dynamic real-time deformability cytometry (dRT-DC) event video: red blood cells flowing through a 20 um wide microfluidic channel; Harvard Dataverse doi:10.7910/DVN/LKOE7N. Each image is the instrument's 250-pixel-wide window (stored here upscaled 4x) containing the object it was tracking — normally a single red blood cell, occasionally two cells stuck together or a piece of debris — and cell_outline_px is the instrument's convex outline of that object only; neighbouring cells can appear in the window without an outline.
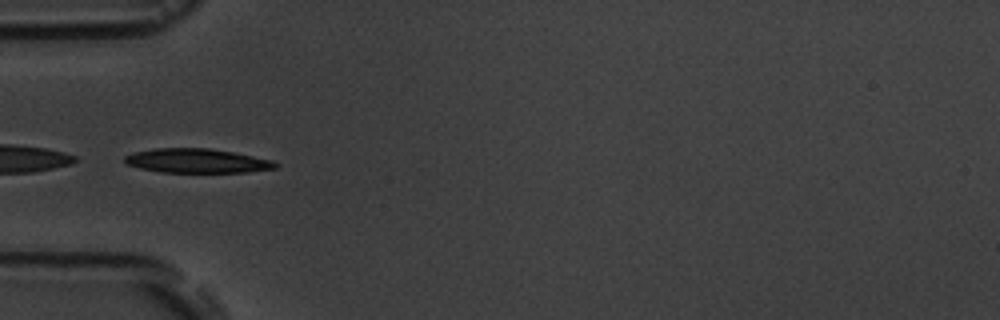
{"species": "common noctule bat (a hibernating species)", "species_latin": "Nyctalus noctula", "temperature_condition": "room temperature", "stored_images_in_passage": 5, "camera_frame_rate_fps": 3000, "um_per_image_px": 0.085, "animal": {"sex": "male", "body_mass_g": 19.5, "forearm_length_mm": 54.6}, "frame": {"image": 1, "passage_image": 3, "time_ms": 2.0, "image_size_px": [1000, 320], "cell_outline_px": [[280, 164], [276, 168], [248, 172], [160, 172], [140, 168], [124, 164], [124, 156], [132, 152], [156, 148], [208, 148], [232, 152], [272, 160]], "centroid_in_image_um": [16.7, 13.67], "position_along_channel_um": 68.3, "area_um2": 21.33}}
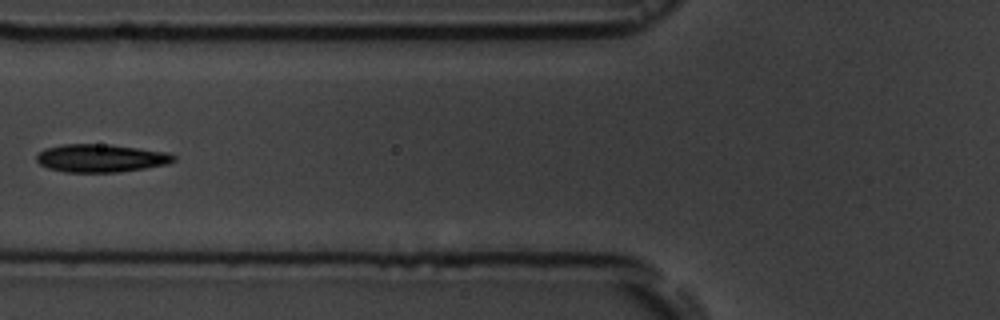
{"frame": {"image": 2, "passage_image": 4, "time_ms": 3.333, "image_size_px": [1000, 320], "cell_outline_px": [[176, 160], [168, 164], [120, 172], [64, 172], [48, 168], [40, 164], [36, 160], [36, 156], [44, 148], [64, 144], [108, 144], [168, 152], [176, 156]], "centroid_in_image_um": [8.58, 13.44], "position_along_channel_um": 117.2, "area_um2": 22.43}}
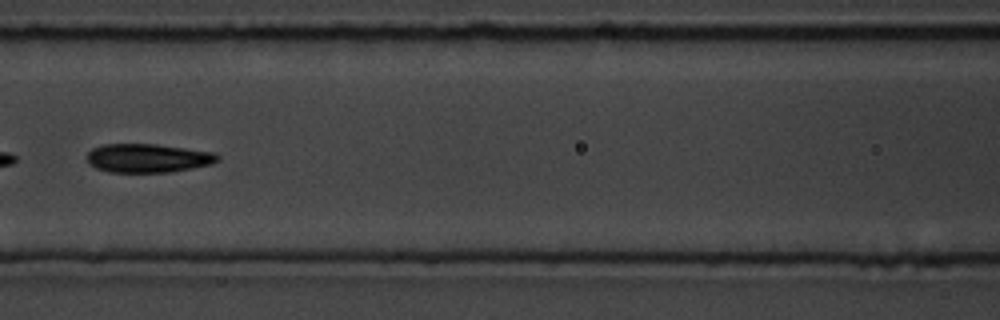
{"frame": {"image": 3, "passage_image": 5, "time_ms": 4.333, "image_size_px": [1000, 320], "cell_outline_px": [[220, 160], [212, 164], [172, 172], [108, 172], [96, 168], [88, 164], [88, 152], [92, 148], [104, 144], [156, 144], [216, 152], [220, 156]], "centroid_in_image_um": [12.6, 13.44], "position_along_channel_um": 154.0, "area_um2": 22.08}}